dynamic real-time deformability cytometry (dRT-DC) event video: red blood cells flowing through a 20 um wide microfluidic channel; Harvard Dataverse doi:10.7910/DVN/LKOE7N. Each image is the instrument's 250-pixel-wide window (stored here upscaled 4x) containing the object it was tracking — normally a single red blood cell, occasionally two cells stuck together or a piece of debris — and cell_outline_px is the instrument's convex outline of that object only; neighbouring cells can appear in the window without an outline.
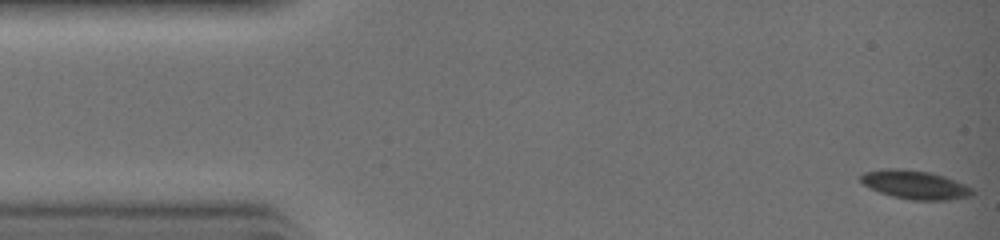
{"species": "common noctule bat (a hibernating species)", "species_latin": "Nyctalus noctula", "temperature_condition": "warm", "stored_images_in_passage": 32, "camera_frame_rate_fps": 3000, "um_per_image_px": 0.085, "animal": {"sex": "female", "body_mass_g": 19.0, "forearm_length_mm": 51.5}, "frame": {"image": 1, "passage_image": 1, "time_ms": 0.0, "image_size_px": [1000, 240], "cell_outline_px": [[976, 192], [972, 196], [948, 200], [908, 200], [892, 196], [880, 192], [864, 184], [860, 180], [860, 176], [864, 172], [880, 168], [896, 168], [932, 172], [956, 180], [972, 188]], "centroid_in_image_um": [77.8, 15.7], "position_along_channel_um": 7.2, "area_um2": 18.84}}
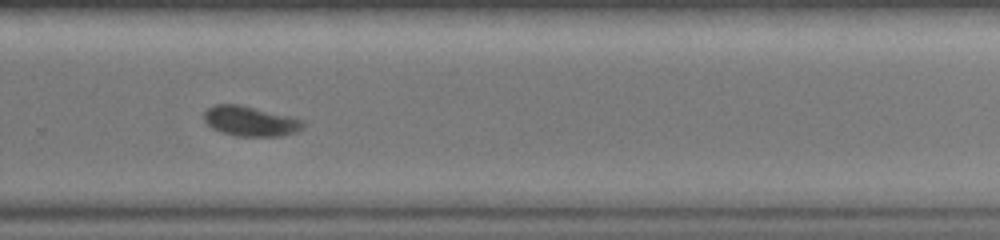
{"frame": {"image": 2, "passage_image": 22, "time_ms": 7.0, "image_size_px": [1000, 240], "cell_outline_px": [[308, 124], [304, 128], [296, 132], [280, 136], [236, 136], [220, 132], [212, 128], [204, 120], [204, 112], [208, 108], [216, 104], [240, 104], [304, 120]], "centroid_in_image_um": [21.3, 10.3], "position_along_channel_um": 308.5, "area_um2": 17.4}}
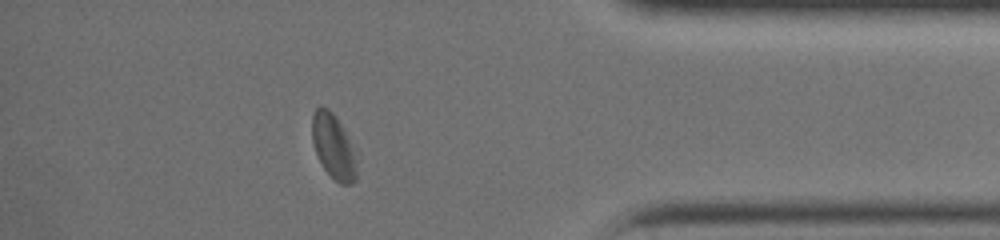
{"frame": {"image": 3, "passage_image": 28, "time_ms": 9.0, "image_size_px": [1000, 240], "cell_outline_px": [[356, 180], [352, 184], [340, 184], [324, 168], [316, 152], [312, 140], [312, 112], [316, 108], [328, 108], [336, 116], [344, 132], [356, 168]], "centroid_in_image_um": [28.28, 12.44], "position_along_channel_um": 406.9, "area_um2": 15.84}}